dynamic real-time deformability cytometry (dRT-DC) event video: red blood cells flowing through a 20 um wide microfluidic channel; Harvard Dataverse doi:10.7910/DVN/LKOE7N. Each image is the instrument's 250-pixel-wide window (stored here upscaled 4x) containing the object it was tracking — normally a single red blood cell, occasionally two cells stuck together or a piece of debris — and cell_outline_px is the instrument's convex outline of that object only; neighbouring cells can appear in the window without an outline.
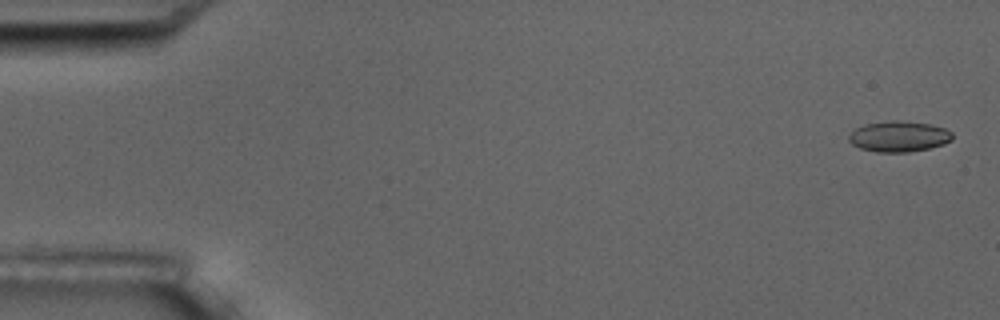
{"species": "common noctule bat (a hibernating species)", "species_latin": "Nyctalus noctula", "temperature_condition": "room temperature", "stored_images_in_passage": 6, "camera_frame_rate_fps": 3000, "um_per_image_px": 0.085, "animal": {"sex": "male", "body_mass_g": 17.5, "forearm_length_mm": 52.3}, "frame": {"image": 1, "passage_image": 1, "time_ms": 0.0, "image_size_px": [1000, 320], "cell_outline_px": [[952, 140], [944, 144], [928, 148], [908, 152], [876, 152], [860, 148], [852, 144], [848, 140], [848, 136], [856, 128], [864, 124], [892, 120], [900, 120], [928, 124], [944, 128], [952, 132]], "centroid_in_image_um": [76.39, 11.6], "position_along_channel_um": 8.6, "area_um2": 18.5}}
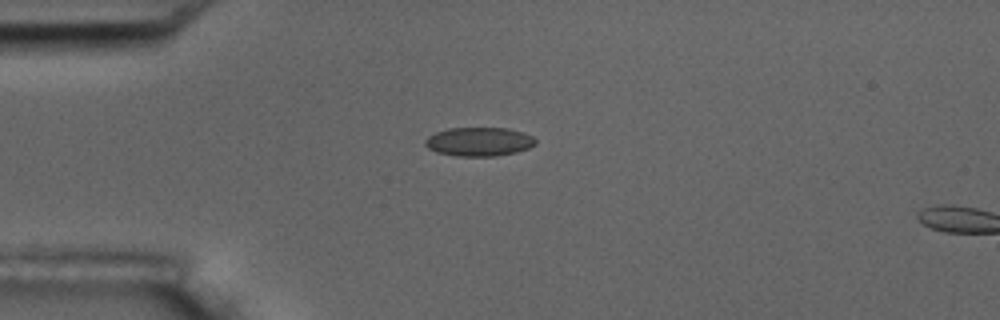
{"frame": {"image": 2, "passage_image": 5, "time_ms": 4.333, "image_size_px": [1000, 320], "cell_outline_px": [[536, 144], [528, 148], [516, 152], [496, 156], [456, 156], [436, 152], [428, 148], [424, 144], [424, 140], [428, 136], [436, 132], [448, 128], [508, 128], [524, 132], [532, 136], [536, 140]], "centroid_in_image_um": [40.71, 12.04], "position_along_channel_um": 44.3, "area_um2": 18.67}}